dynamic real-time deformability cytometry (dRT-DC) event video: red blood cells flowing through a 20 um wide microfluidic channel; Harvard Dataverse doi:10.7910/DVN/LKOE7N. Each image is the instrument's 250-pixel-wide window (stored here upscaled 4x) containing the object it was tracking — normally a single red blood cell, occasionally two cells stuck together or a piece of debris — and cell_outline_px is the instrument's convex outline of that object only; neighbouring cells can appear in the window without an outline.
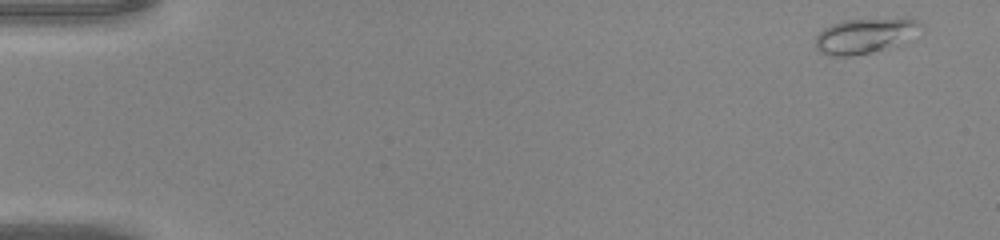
{"species": "common noctule bat (a hibernating species)", "species_latin": "Nyctalus noctula", "temperature_condition": "warm", "stored_images_in_passage": 45, "camera_frame_rate_fps": 3000, "um_per_image_px": 0.085, "animal": {"sex": "male", "body_mass_g": 20.0, "forearm_length_mm": 53.3}, "frame": {"image": 1, "passage_image": 1, "time_ms": 0.0, "image_size_px": [1000, 240], "cell_outline_px": [[920, 24], [908, 44], [872, 52], [852, 56], [832, 56], [820, 52], [816, 48], [816, 36], [824, 28], [832, 24], [844, 20], [916, 20]], "centroid_in_image_um": [73.48, 3.1], "position_along_channel_um": 11.5, "area_um2": 21.15}}
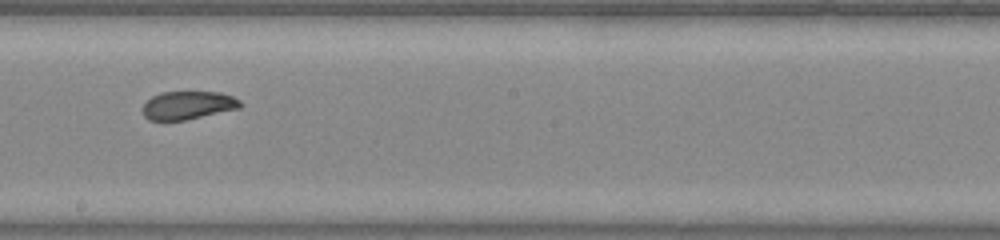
{"frame": {"image": 2, "passage_image": 26, "time_ms": 8.333, "image_size_px": [1000, 240], "cell_outline_px": [[244, 104], [240, 108], [184, 120], [148, 120], [144, 116], [144, 104], [152, 96], [160, 92], [220, 92], [232, 96], [240, 100]], "centroid_in_image_um": [16.0, 8.94], "position_along_channel_um": 232.2, "area_um2": 15.95}}
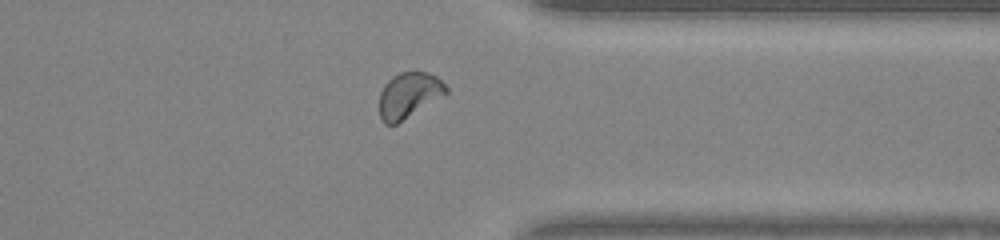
{"frame": {"image": 3, "passage_image": 36, "time_ms": 11.667, "image_size_px": [1000, 240], "cell_outline_px": [[448, 92], [396, 124], [384, 124], [380, 116], [380, 92], [384, 84], [392, 76], [400, 72], [416, 68], [428, 72], [436, 76], [448, 88]], "centroid_in_image_um": [34.74, 8.02], "position_along_channel_um": 376.7, "area_um2": 17.8}}